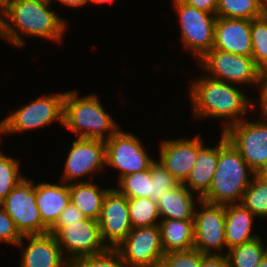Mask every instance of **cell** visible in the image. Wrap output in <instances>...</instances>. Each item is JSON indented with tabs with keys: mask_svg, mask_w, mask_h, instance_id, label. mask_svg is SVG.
Returning <instances> with one entry per match:
<instances>
[{
	"mask_svg": "<svg viewBox=\"0 0 267 267\" xmlns=\"http://www.w3.org/2000/svg\"><path fill=\"white\" fill-rule=\"evenodd\" d=\"M160 162L171 175L183 184L189 176L199 152V135L192 139H175L161 142Z\"/></svg>",
	"mask_w": 267,
	"mask_h": 267,
	"instance_id": "cell-16",
	"label": "cell"
},
{
	"mask_svg": "<svg viewBox=\"0 0 267 267\" xmlns=\"http://www.w3.org/2000/svg\"><path fill=\"white\" fill-rule=\"evenodd\" d=\"M70 267H129L121 255L112 248L98 255L82 256L70 263Z\"/></svg>",
	"mask_w": 267,
	"mask_h": 267,
	"instance_id": "cell-33",
	"label": "cell"
},
{
	"mask_svg": "<svg viewBox=\"0 0 267 267\" xmlns=\"http://www.w3.org/2000/svg\"><path fill=\"white\" fill-rule=\"evenodd\" d=\"M259 121L243 120L223 133L257 175L267 166V116Z\"/></svg>",
	"mask_w": 267,
	"mask_h": 267,
	"instance_id": "cell-9",
	"label": "cell"
},
{
	"mask_svg": "<svg viewBox=\"0 0 267 267\" xmlns=\"http://www.w3.org/2000/svg\"><path fill=\"white\" fill-rule=\"evenodd\" d=\"M84 219H86V216L75 205L69 202L53 226H67V223H78V221Z\"/></svg>",
	"mask_w": 267,
	"mask_h": 267,
	"instance_id": "cell-36",
	"label": "cell"
},
{
	"mask_svg": "<svg viewBox=\"0 0 267 267\" xmlns=\"http://www.w3.org/2000/svg\"><path fill=\"white\" fill-rule=\"evenodd\" d=\"M262 242L263 240L259 236L229 249L226 254L229 267H258L267 253V247Z\"/></svg>",
	"mask_w": 267,
	"mask_h": 267,
	"instance_id": "cell-26",
	"label": "cell"
},
{
	"mask_svg": "<svg viewBox=\"0 0 267 267\" xmlns=\"http://www.w3.org/2000/svg\"><path fill=\"white\" fill-rule=\"evenodd\" d=\"M29 244L22 251L20 267H70L53 234L24 235Z\"/></svg>",
	"mask_w": 267,
	"mask_h": 267,
	"instance_id": "cell-18",
	"label": "cell"
},
{
	"mask_svg": "<svg viewBox=\"0 0 267 267\" xmlns=\"http://www.w3.org/2000/svg\"><path fill=\"white\" fill-rule=\"evenodd\" d=\"M161 242L164 253L194 248V221L160 219Z\"/></svg>",
	"mask_w": 267,
	"mask_h": 267,
	"instance_id": "cell-23",
	"label": "cell"
},
{
	"mask_svg": "<svg viewBox=\"0 0 267 267\" xmlns=\"http://www.w3.org/2000/svg\"><path fill=\"white\" fill-rule=\"evenodd\" d=\"M260 108L261 115L267 116V68L261 71L260 75Z\"/></svg>",
	"mask_w": 267,
	"mask_h": 267,
	"instance_id": "cell-39",
	"label": "cell"
},
{
	"mask_svg": "<svg viewBox=\"0 0 267 267\" xmlns=\"http://www.w3.org/2000/svg\"><path fill=\"white\" fill-rule=\"evenodd\" d=\"M219 140V158L208 192L201 200L218 205L240 203L244 191L256 175L239 151L222 132Z\"/></svg>",
	"mask_w": 267,
	"mask_h": 267,
	"instance_id": "cell-3",
	"label": "cell"
},
{
	"mask_svg": "<svg viewBox=\"0 0 267 267\" xmlns=\"http://www.w3.org/2000/svg\"><path fill=\"white\" fill-rule=\"evenodd\" d=\"M179 15L181 41L184 48L190 49L198 61L206 52L213 48L214 28L217 16L173 0Z\"/></svg>",
	"mask_w": 267,
	"mask_h": 267,
	"instance_id": "cell-8",
	"label": "cell"
},
{
	"mask_svg": "<svg viewBox=\"0 0 267 267\" xmlns=\"http://www.w3.org/2000/svg\"><path fill=\"white\" fill-rule=\"evenodd\" d=\"M257 176L267 184V166Z\"/></svg>",
	"mask_w": 267,
	"mask_h": 267,
	"instance_id": "cell-42",
	"label": "cell"
},
{
	"mask_svg": "<svg viewBox=\"0 0 267 267\" xmlns=\"http://www.w3.org/2000/svg\"><path fill=\"white\" fill-rule=\"evenodd\" d=\"M18 160L0 151V204L25 176H21Z\"/></svg>",
	"mask_w": 267,
	"mask_h": 267,
	"instance_id": "cell-31",
	"label": "cell"
},
{
	"mask_svg": "<svg viewBox=\"0 0 267 267\" xmlns=\"http://www.w3.org/2000/svg\"><path fill=\"white\" fill-rule=\"evenodd\" d=\"M0 36L5 39V33H4V20L2 16L0 17Z\"/></svg>",
	"mask_w": 267,
	"mask_h": 267,
	"instance_id": "cell-43",
	"label": "cell"
},
{
	"mask_svg": "<svg viewBox=\"0 0 267 267\" xmlns=\"http://www.w3.org/2000/svg\"><path fill=\"white\" fill-rule=\"evenodd\" d=\"M14 0H0V14L1 16L8 10L10 4Z\"/></svg>",
	"mask_w": 267,
	"mask_h": 267,
	"instance_id": "cell-41",
	"label": "cell"
},
{
	"mask_svg": "<svg viewBox=\"0 0 267 267\" xmlns=\"http://www.w3.org/2000/svg\"><path fill=\"white\" fill-rule=\"evenodd\" d=\"M150 170L152 180L151 199L157 202L163 193L167 192L169 189L175 188L179 183L158 160L151 164Z\"/></svg>",
	"mask_w": 267,
	"mask_h": 267,
	"instance_id": "cell-32",
	"label": "cell"
},
{
	"mask_svg": "<svg viewBox=\"0 0 267 267\" xmlns=\"http://www.w3.org/2000/svg\"><path fill=\"white\" fill-rule=\"evenodd\" d=\"M200 267H229L227 255L204 254Z\"/></svg>",
	"mask_w": 267,
	"mask_h": 267,
	"instance_id": "cell-37",
	"label": "cell"
},
{
	"mask_svg": "<svg viewBox=\"0 0 267 267\" xmlns=\"http://www.w3.org/2000/svg\"><path fill=\"white\" fill-rule=\"evenodd\" d=\"M114 0H88V3L89 2H92V3H95V4H102V3H113Z\"/></svg>",
	"mask_w": 267,
	"mask_h": 267,
	"instance_id": "cell-44",
	"label": "cell"
},
{
	"mask_svg": "<svg viewBox=\"0 0 267 267\" xmlns=\"http://www.w3.org/2000/svg\"><path fill=\"white\" fill-rule=\"evenodd\" d=\"M48 233L53 234L63 256L71 263L73 260L90 255H98L109 248L103 242L99 222L86 218L67 226H52ZM65 253V254H64Z\"/></svg>",
	"mask_w": 267,
	"mask_h": 267,
	"instance_id": "cell-5",
	"label": "cell"
},
{
	"mask_svg": "<svg viewBox=\"0 0 267 267\" xmlns=\"http://www.w3.org/2000/svg\"><path fill=\"white\" fill-rule=\"evenodd\" d=\"M204 254L193 248L164 254L159 267H200Z\"/></svg>",
	"mask_w": 267,
	"mask_h": 267,
	"instance_id": "cell-34",
	"label": "cell"
},
{
	"mask_svg": "<svg viewBox=\"0 0 267 267\" xmlns=\"http://www.w3.org/2000/svg\"><path fill=\"white\" fill-rule=\"evenodd\" d=\"M5 134L3 121L0 122V135Z\"/></svg>",
	"mask_w": 267,
	"mask_h": 267,
	"instance_id": "cell-46",
	"label": "cell"
},
{
	"mask_svg": "<svg viewBox=\"0 0 267 267\" xmlns=\"http://www.w3.org/2000/svg\"><path fill=\"white\" fill-rule=\"evenodd\" d=\"M22 237L14 221L0 204V240L8 244L23 246Z\"/></svg>",
	"mask_w": 267,
	"mask_h": 267,
	"instance_id": "cell-35",
	"label": "cell"
},
{
	"mask_svg": "<svg viewBox=\"0 0 267 267\" xmlns=\"http://www.w3.org/2000/svg\"><path fill=\"white\" fill-rule=\"evenodd\" d=\"M52 3L43 0H14L2 15L8 43L15 47L25 46L20 33L60 42L66 31V23L64 18L50 9Z\"/></svg>",
	"mask_w": 267,
	"mask_h": 267,
	"instance_id": "cell-2",
	"label": "cell"
},
{
	"mask_svg": "<svg viewBox=\"0 0 267 267\" xmlns=\"http://www.w3.org/2000/svg\"><path fill=\"white\" fill-rule=\"evenodd\" d=\"M65 93L44 95L3 119L5 134L27 132L45 127L55 120L63 125Z\"/></svg>",
	"mask_w": 267,
	"mask_h": 267,
	"instance_id": "cell-7",
	"label": "cell"
},
{
	"mask_svg": "<svg viewBox=\"0 0 267 267\" xmlns=\"http://www.w3.org/2000/svg\"><path fill=\"white\" fill-rule=\"evenodd\" d=\"M252 55L257 68H267V12L251 20Z\"/></svg>",
	"mask_w": 267,
	"mask_h": 267,
	"instance_id": "cell-30",
	"label": "cell"
},
{
	"mask_svg": "<svg viewBox=\"0 0 267 267\" xmlns=\"http://www.w3.org/2000/svg\"><path fill=\"white\" fill-rule=\"evenodd\" d=\"M240 203L254 216L267 218V184L254 175L250 185L244 191Z\"/></svg>",
	"mask_w": 267,
	"mask_h": 267,
	"instance_id": "cell-28",
	"label": "cell"
},
{
	"mask_svg": "<svg viewBox=\"0 0 267 267\" xmlns=\"http://www.w3.org/2000/svg\"><path fill=\"white\" fill-rule=\"evenodd\" d=\"M98 222L102 240L108 248H116L131 231L128 198L116 188L107 191Z\"/></svg>",
	"mask_w": 267,
	"mask_h": 267,
	"instance_id": "cell-14",
	"label": "cell"
},
{
	"mask_svg": "<svg viewBox=\"0 0 267 267\" xmlns=\"http://www.w3.org/2000/svg\"><path fill=\"white\" fill-rule=\"evenodd\" d=\"M63 126L78 138L102 141L108 140L119 128L106 113L97 95L89 94L81 98L76 90L65 92Z\"/></svg>",
	"mask_w": 267,
	"mask_h": 267,
	"instance_id": "cell-4",
	"label": "cell"
},
{
	"mask_svg": "<svg viewBox=\"0 0 267 267\" xmlns=\"http://www.w3.org/2000/svg\"><path fill=\"white\" fill-rule=\"evenodd\" d=\"M258 267H267V253L262 258V260H261L260 264L258 265Z\"/></svg>",
	"mask_w": 267,
	"mask_h": 267,
	"instance_id": "cell-45",
	"label": "cell"
},
{
	"mask_svg": "<svg viewBox=\"0 0 267 267\" xmlns=\"http://www.w3.org/2000/svg\"><path fill=\"white\" fill-rule=\"evenodd\" d=\"M64 167L62 181L79 182V178L103 171L105 165L106 142L102 140L78 138L72 142ZM77 180V181H76Z\"/></svg>",
	"mask_w": 267,
	"mask_h": 267,
	"instance_id": "cell-15",
	"label": "cell"
},
{
	"mask_svg": "<svg viewBox=\"0 0 267 267\" xmlns=\"http://www.w3.org/2000/svg\"><path fill=\"white\" fill-rule=\"evenodd\" d=\"M199 134V152L195 165L183 185L191 192L198 193L197 201L209 190L219 158V142L214 148L205 147Z\"/></svg>",
	"mask_w": 267,
	"mask_h": 267,
	"instance_id": "cell-20",
	"label": "cell"
},
{
	"mask_svg": "<svg viewBox=\"0 0 267 267\" xmlns=\"http://www.w3.org/2000/svg\"><path fill=\"white\" fill-rule=\"evenodd\" d=\"M60 3H63V5L70 6V7H83L87 5L88 0H56Z\"/></svg>",
	"mask_w": 267,
	"mask_h": 267,
	"instance_id": "cell-40",
	"label": "cell"
},
{
	"mask_svg": "<svg viewBox=\"0 0 267 267\" xmlns=\"http://www.w3.org/2000/svg\"><path fill=\"white\" fill-rule=\"evenodd\" d=\"M36 189V205L40 211L42 223L50 229L57 221L61 212L70 202L69 184L39 183Z\"/></svg>",
	"mask_w": 267,
	"mask_h": 267,
	"instance_id": "cell-19",
	"label": "cell"
},
{
	"mask_svg": "<svg viewBox=\"0 0 267 267\" xmlns=\"http://www.w3.org/2000/svg\"><path fill=\"white\" fill-rule=\"evenodd\" d=\"M35 200L36 189L34 188V183L25 177L1 203L22 236L41 235L49 231L42 223L40 211Z\"/></svg>",
	"mask_w": 267,
	"mask_h": 267,
	"instance_id": "cell-10",
	"label": "cell"
},
{
	"mask_svg": "<svg viewBox=\"0 0 267 267\" xmlns=\"http://www.w3.org/2000/svg\"><path fill=\"white\" fill-rule=\"evenodd\" d=\"M109 189H101L89 181L69 184L70 202L75 205L86 218L99 220L104 197Z\"/></svg>",
	"mask_w": 267,
	"mask_h": 267,
	"instance_id": "cell-24",
	"label": "cell"
},
{
	"mask_svg": "<svg viewBox=\"0 0 267 267\" xmlns=\"http://www.w3.org/2000/svg\"><path fill=\"white\" fill-rule=\"evenodd\" d=\"M129 217L132 228L159 225L157 202L147 197L128 198Z\"/></svg>",
	"mask_w": 267,
	"mask_h": 267,
	"instance_id": "cell-27",
	"label": "cell"
},
{
	"mask_svg": "<svg viewBox=\"0 0 267 267\" xmlns=\"http://www.w3.org/2000/svg\"><path fill=\"white\" fill-rule=\"evenodd\" d=\"M198 202L201 208H195L194 212V248L203 254L219 255V251L226 248L225 205L211 204L201 199ZM215 249L218 253L212 251Z\"/></svg>",
	"mask_w": 267,
	"mask_h": 267,
	"instance_id": "cell-13",
	"label": "cell"
},
{
	"mask_svg": "<svg viewBox=\"0 0 267 267\" xmlns=\"http://www.w3.org/2000/svg\"><path fill=\"white\" fill-rule=\"evenodd\" d=\"M196 80L190 84L189 89L193 117L195 119H202L203 117L205 119L207 117L224 118L226 123L224 122L225 125L221 133L233 124L242 121V117L247 115L248 110L256 106L253 98L246 97L232 83L205 75L196 78Z\"/></svg>",
	"mask_w": 267,
	"mask_h": 267,
	"instance_id": "cell-1",
	"label": "cell"
},
{
	"mask_svg": "<svg viewBox=\"0 0 267 267\" xmlns=\"http://www.w3.org/2000/svg\"><path fill=\"white\" fill-rule=\"evenodd\" d=\"M206 76L232 83L236 86L241 84L260 85L261 71L257 68L252 57L233 54L212 48L198 61ZM212 74V75H211Z\"/></svg>",
	"mask_w": 267,
	"mask_h": 267,
	"instance_id": "cell-6",
	"label": "cell"
},
{
	"mask_svg": "<svg viewBox=\"0 0 267 267\" xmlns=\"http://www.w3.org/2000/svg\"><path fill=\"white\" fill-rule=\"evenodd\" d=\"M106 142L105 166L119 171L123 176L147 170L155 161L148 156L140 139L131 132L117 130Z\"/></svg>",
	"mask_w": 267,
	"mask_h": 267,
	"instance_id": "cell-11",
	"label": "cell"
},
{
	"mask_svg": "<svg viewBox=\"0 0 267 267\" xmlns=\"http://www.w3.org/2000/svg\"><path fill=\"white\" fill-rule=\"evenodd\" d=\"M267 12V0H218L217 17L252 20Z\"/></svg>",
	"mask_w": 267,
	"mask_h": 267,
	"instance_id": "cell-25",
	"label": "cell"
},
{
	"mask_svg": "<svg viewBox=\"0 0 267 267\" xmlns=\"http://www.w3.org/2000/svg\"><path fill=\"white\" fill-rule=\"evenodd\" d=\"M213 48L251 57V20L217 17Z\"/></svg>",
	"mask_w": 267,
	"mask_h": 267,
	"instance_id": "cell-17",
	"label": "cell"
},
{
	"mask_svg": "<svg viewBox=\"0 0 267 267\" xmlns=\"http://www.w3.org/2000/svg\"><path fill=\"white\" fill-rule=\"evenodd\" d=\"M151 170H143L118 179L116 188L127 198L147 197L151 199Z\"/></svg>",
	"mask_w": 267,
	"mask_h": 267,
	"instance_id": "cell-29",
	"label": "cell"
},
{
	"mask_svg": "<svg viewBox=\"0 0 267 267\" xmlns=\"http://www.w3.org/2000/svg\"><path fill=\"white\" fill-rule=\"evenodd\" d=\"M195 204L193 193L180 183L157 201L160 219L193 220Z\"/></svg>",
	"mask_w": 267,
	"mask_h": 267,
	"instance_id": "cell-22",
	"label": "cell"
},
{
	"mask_svg": "<svg viewBox=\"0 0 267 267\" xmlns=\"http://www.w3.org/2000/svg\"><path fill=\"white\" fill-rule=\"evenodd\" d=\"M183 3L207 13L217 14L218 0H181Z\"/></svg>",
	"mask_w": 267,
	"mask_h": 267,
	"instance_id": "cell-38",
	"label": "cell"
},
{
	"mask_svg": "<svg viewBox=\"0 0 267 267\" xmlns=\"http://www.w3.org/2000/svg\"><path fill=\"white\" fill-rule=\"evenodd\" d=\"M114 249L129 267H158L165 254L159 225L132 228Z\"/></svg>",
	"mask_w": 267,
	"mask_h": 267,
	"instance_id": "cell-12",
	"label": "cell"
},
{
	"mask_svg": "<svg viewBox=\"0 0 267 267\" xmlns=\"http://www.w3.org/2000/svg\"><path fill=\"white\" fill-rule=\"evenodd\" d=\"M254 215L241 203L225 205V241L226 249L251 241L259 235L251 234Z\"/></svg>",
	"mask_w": 267,
	"mask_h": 267,
	"instance_id": "cell-21",
	"label": "cell"
}]
</instances>
